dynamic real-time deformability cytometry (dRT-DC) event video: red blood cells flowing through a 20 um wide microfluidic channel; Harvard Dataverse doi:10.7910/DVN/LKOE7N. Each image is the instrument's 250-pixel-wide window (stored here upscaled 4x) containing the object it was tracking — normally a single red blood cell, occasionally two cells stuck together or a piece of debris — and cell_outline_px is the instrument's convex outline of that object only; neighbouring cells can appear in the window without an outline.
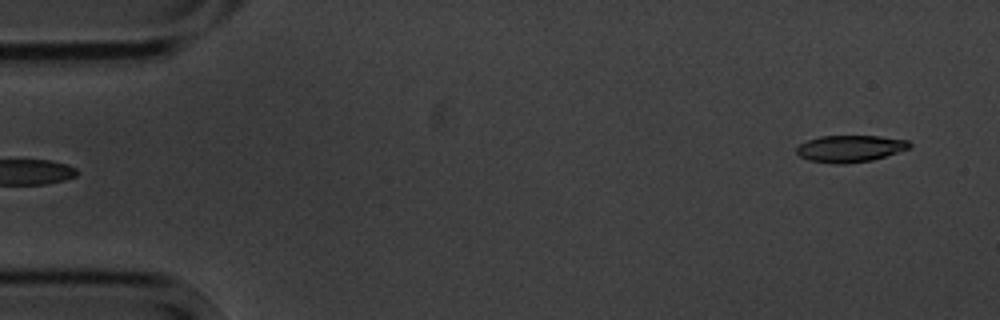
{"species": "common noctule bat (a hibernating species)", "species_latin": "Nyctalus noctula", "temperature_condition": "cold", "stored_images_in_passage": 6, "camera_frame_rate_fps": 3000, "um_per_image_px": 0.085, "animal": {"sex": "male", "body_mass_g": 20.1, "forearm_length_mm": 53.5}, "frame": {"image": 1, "passage_image": 6, "time_ms": 6.0, "image_size_px": [1000, 320], "cell_outline_px": [[912, 148], [872, 160], [844, 164], [832, 164], [808, 160], [800, 156], [796, 152], [796, 148], [800, 144], [808, 140], [820, 136], [880, 136], [908, 140], [912, 144]], "centroid_in_image_um": [72.28, 12.63], "position_along_channel_um": 12.7, "area_um2": 17.8}}